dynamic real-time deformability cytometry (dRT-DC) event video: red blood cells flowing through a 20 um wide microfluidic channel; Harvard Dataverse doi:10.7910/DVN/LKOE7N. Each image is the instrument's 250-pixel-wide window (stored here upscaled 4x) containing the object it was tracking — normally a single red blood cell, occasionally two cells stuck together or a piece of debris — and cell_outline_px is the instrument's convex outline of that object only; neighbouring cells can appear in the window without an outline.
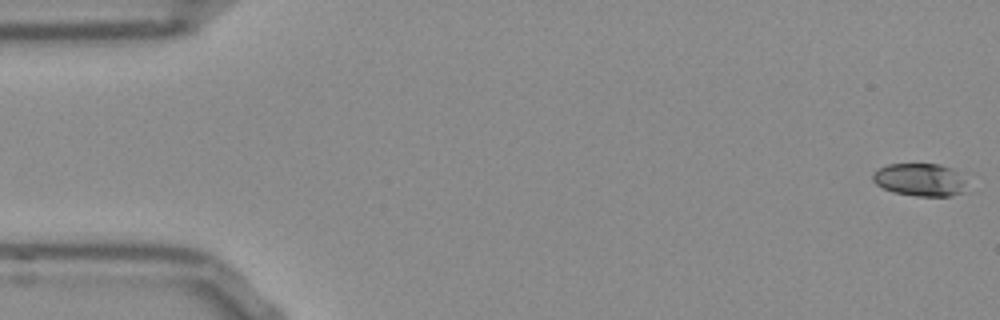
{"species": "Egyptian fruit bat (a non-hibernating species)", "species_latin": "Rousettus aegyptiacus", "temperature_condition": "room temperature", "stored_images_in_passage": 54, "camera_frame_rate_fps": 3000, "um_per_image_px": 0.085, "frame": {"image": 1, "passage_image": 1, "time_ms": 0.0, "image_size_px": [1000, 320], "cell_outline_px": [[964, 180], [960, 192], [948, 196], [916, 196], [892, 192], [876, 184], [872, 180], [872, 172], [888, 164], [940, 164], [952, 168]], "centroid_in_image_um": [78.1, 15.26], "position_along_channel_um": 6.9, "area_um2": 17.63}}
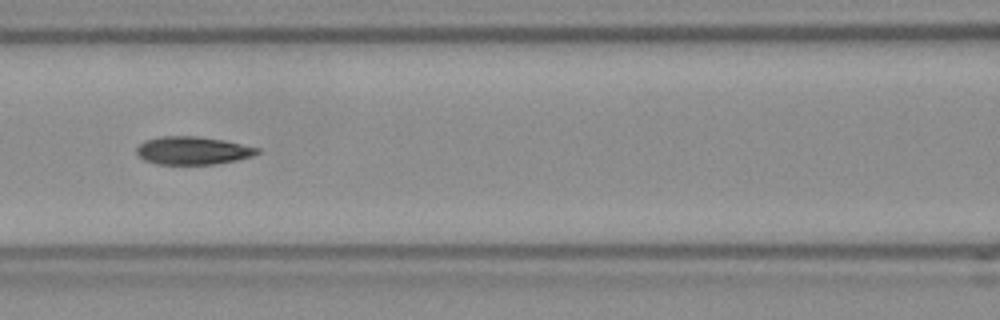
{"frame": {"image": 2, "passage_image": 23, "time_ms": 7.333, "image_size_px": [1000, 320], "cell_outline_px": [[260, 152], [252, 156], [236, 160], [216, 164], [156, 164], [144, 160], [136, 152], [136, 148], [144, 140], [160, 136], [200, 136], [224, 140], [260, 148]], "centroid_in_image_um": [16.38, 12.79], "position_along_channel_um": 150.2, "area_um2": 19.77}}
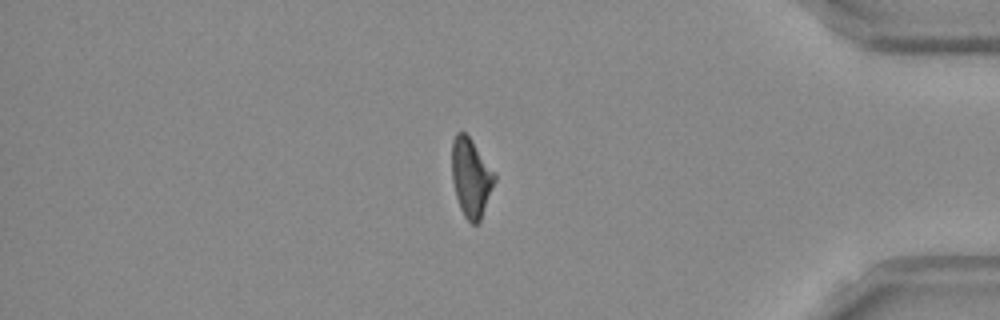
{"frame": {"image": 3, "passage_image": 45, "time_ms": 14.667, "image_size_px": [1000, 320], "cell_outline_px": [[496, 180], [480, 220], [476, 224], [472, 224], [464, 216], [460, 208], [456, 196], [452, 180], [452, 140], [456, 132], [464, 132], [472, 140], [496, 172]], "centroid_in_image_um": [40.04, 15.07], "position_along_channel_um": 395.2, "area_um2": 19.65}, "authors_computed_cell_mechanics": {"area_um2": 19.7676, "velocity_mm_per_s": 3.8095, "shape_relaxation_time_tau1_ms": 6.1695, "shape_relaxation_time_tau2_ms": 4.984, "deformation_change_tau1": 0.1777, "deformation_change_tau2": 0.1334}}